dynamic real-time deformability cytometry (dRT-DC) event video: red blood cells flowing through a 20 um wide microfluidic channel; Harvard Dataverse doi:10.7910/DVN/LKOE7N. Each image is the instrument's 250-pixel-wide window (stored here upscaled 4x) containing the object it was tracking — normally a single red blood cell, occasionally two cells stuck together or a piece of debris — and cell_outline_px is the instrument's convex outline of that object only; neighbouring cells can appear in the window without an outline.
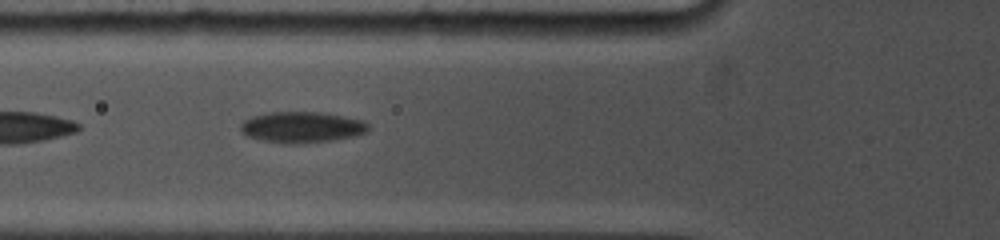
{"species": "common noctule bat (a hibernating species)", "species_latin": "Nyctalus noctula", "temperature_condition": "cold", "stored_images_in_passage": 3, "camera_frame_rate_fps": 5000, "um_per_image_px": 0.085, "animal": {"sex": "female", "body_mass_g": 19.0, "forearm_length_mm": 53.3}, "frame": {"image": 1, "passage_image": 3, "time_ms": 1.6, "image_size_px": [1000, 240], "cell_outline_px": [[368, 132], [356, 136], [336, 140], [296, 144], [284, 144], [260, 140], [244, 136], [240, 132], [240, 124], [244, 120], [252, 116], [268, 112], [324, 112], [344, 116], [360, 120], [368, 124]], "centroid_in_image_um": [25.62, 10.82], "position_along_channel_um": 100.2, "area_um2": 23.52}}